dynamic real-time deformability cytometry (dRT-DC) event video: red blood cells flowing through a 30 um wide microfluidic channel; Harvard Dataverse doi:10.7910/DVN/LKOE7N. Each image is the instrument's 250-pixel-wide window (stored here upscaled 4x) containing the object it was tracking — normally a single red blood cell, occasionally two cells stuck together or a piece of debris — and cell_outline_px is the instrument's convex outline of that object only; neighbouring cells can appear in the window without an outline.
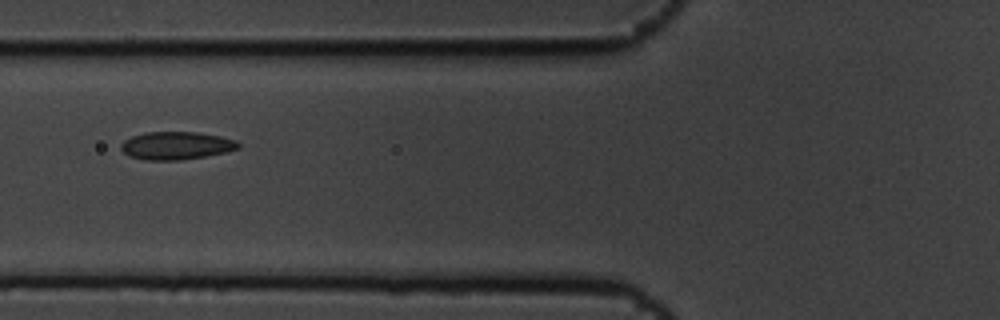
{"species": "common noctule bat (a hibernating species)", "species_latin": "Nyctalus noctula", "temperature_condition": "cold", "stored_images_in_passage": 7, "camera_frame_rate_fps": 3000, "um_per_image_px": 0.085, "animal": {"sex": "male", "body_mass_g": 19.5, "forearm_length_mm": 54.6}, "frame": {"image": 1, "passage_image": 7, "time_ms": 2.0, "image_size_px": [1000, 320], "cell_outline_px": [[240, 148], [224, 152], [204, 156], [180, 160], [144, 160], [128, 156], [120, 148], [120, 144], [124, 140], [132, 136], [148, 132], [196, 132], [220, 136], [236, 140], [240, 144]], "centroid_in_image_um": [14.96, 12.38], "position_along_channel_um": 110.8, "area_um2": 19.02}}